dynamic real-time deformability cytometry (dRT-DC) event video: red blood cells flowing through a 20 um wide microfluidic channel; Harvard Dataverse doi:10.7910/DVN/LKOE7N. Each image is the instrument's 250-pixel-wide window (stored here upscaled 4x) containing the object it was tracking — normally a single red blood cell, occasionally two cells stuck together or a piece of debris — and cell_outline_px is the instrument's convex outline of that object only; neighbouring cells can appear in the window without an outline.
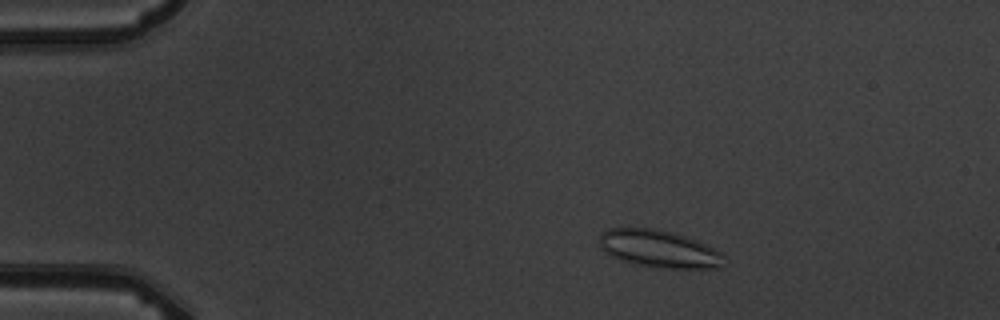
{"species": "common noctule bat (a hibernating species)", "species_latin": "Nyctalus noctula", "temperature_condition": "warm", "stored_images_in_passage": 5, "camera_frame_rate_fps": 3000, "um_per_image_px": 0.085, "animal": {"sex": "male", "body_mass_g": 19.5, "forearm_length_mm": 54.6}, "frame": {"image": 1, "passage_image": 3, "time_ms": 2.333, "image_size_px": [1000, 320], "cell_outline_px": [[724, 256], [720, 268], [652, 268], [620, 260], [604, 252], [600, 248], [600, 232], [608, 228], [652, 228], [672, 232], [708, 244], [720, 252]], "centroid_in_image_um": [55.98, 21.15], "position_along_channel_um": 29.0, "area_um2": 27.34}}